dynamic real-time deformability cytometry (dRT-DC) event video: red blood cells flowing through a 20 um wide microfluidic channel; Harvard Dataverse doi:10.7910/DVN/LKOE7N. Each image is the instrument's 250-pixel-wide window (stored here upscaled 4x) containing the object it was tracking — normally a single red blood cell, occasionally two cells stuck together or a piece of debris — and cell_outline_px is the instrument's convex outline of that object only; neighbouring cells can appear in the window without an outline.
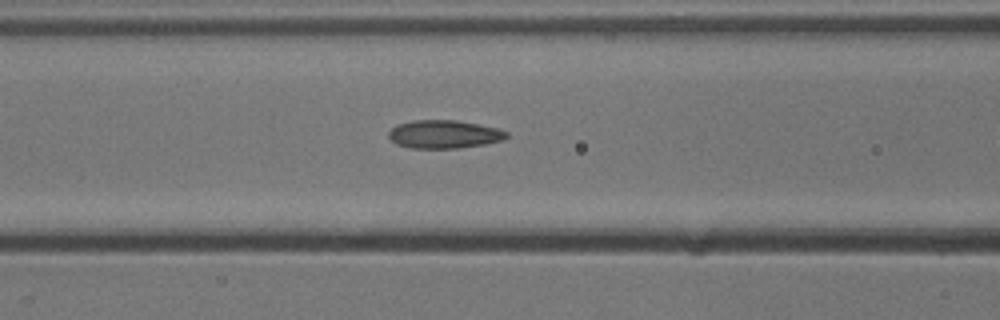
{"species": "common noctule bat (a hibernating species)", "species_latin": "Nyctalus noctula", "temperature_condition": "cold", "stored_images_in_passage": 6, "camera_frame_rate_fps": 3000, "um_per_image_px": 0.085, "animal": {"sex": "male", "body_mass_g": 13.3}, "frame": {"image": 1, "passage_image": 5, "time_ms": 1.333, "image_size_px": [1000, 320], "cell_outline_px": [[508, 136], [504, 140], [484, 144], [460, 148], [412, 148], [396, 144], [388, 136], [388, 132], [396, 124], [412, 120], [456, 120], [496, 128], [508, 132]], "centroid_in_image_um": [37.73, 11.41], "position_along_channel_um": 128.9, "area_um2": 19.36}}